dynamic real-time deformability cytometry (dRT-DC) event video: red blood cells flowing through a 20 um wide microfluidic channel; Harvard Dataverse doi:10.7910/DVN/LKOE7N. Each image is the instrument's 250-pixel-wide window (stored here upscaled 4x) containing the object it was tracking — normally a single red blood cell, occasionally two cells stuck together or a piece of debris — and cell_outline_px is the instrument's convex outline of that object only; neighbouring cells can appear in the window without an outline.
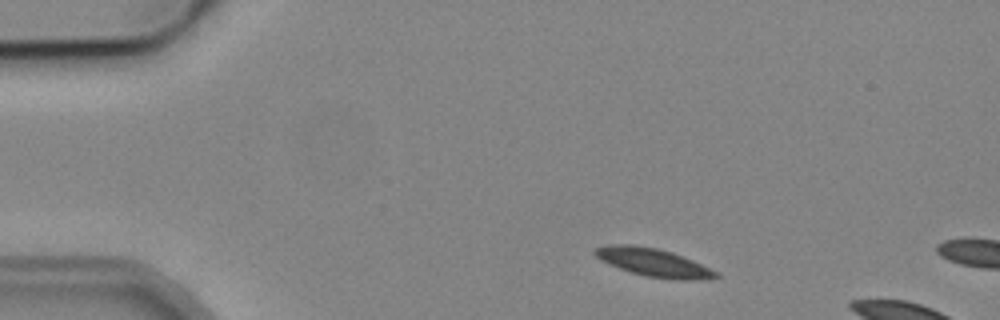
{"species": "common noctule bat (a hibernating species)", "species_latin": "Nyctalus noctula", "temperature_condition": "cold", "stored_images_in_passage": 2, "camera_frame_rate_fps": 3000, "um_per_image_px": 0.085, "animal": {"sex": "male", "body_mass_g": 19.2, "forearm_length_mm": 51.8}, "frame": {"image": 1, "passage_image": 1, "time_ms": 0.0, "image_size_px": [1000, 320], "cell_outline_px": [[720, 276], [696, 280], [676, 280], [644, 276], [608, 264], [600, 260], [592, 252], [596, 248], [612, 244], [632, 244], [656, 248], [672, 252], [692, 260], [716, 272]], "centroid_in_image_um": [55.49, 22.3], "position_along_channel_um": 29.5, "area_um2": 19.59}}